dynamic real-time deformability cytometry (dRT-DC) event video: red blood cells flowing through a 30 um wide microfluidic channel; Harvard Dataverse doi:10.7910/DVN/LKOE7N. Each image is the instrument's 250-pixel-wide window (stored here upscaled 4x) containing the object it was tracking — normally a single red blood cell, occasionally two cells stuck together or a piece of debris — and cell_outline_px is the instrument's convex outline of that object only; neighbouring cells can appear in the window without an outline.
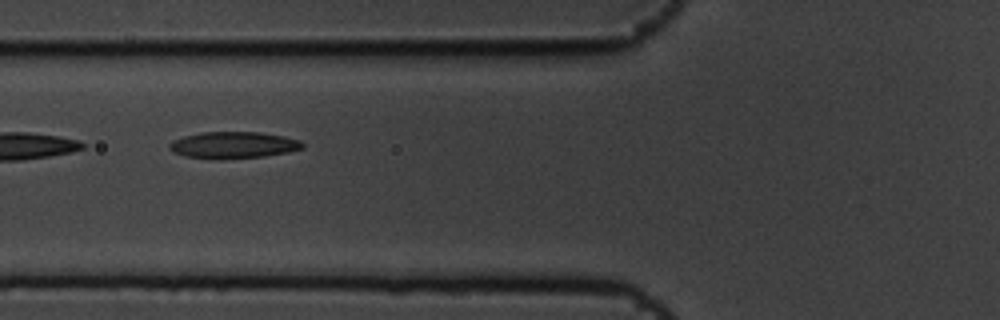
{"species": "common noctule bat (a hibernating species)", "species_latin": "Nyctalus noctula", "temperature_condition": "cold", "stored_images_in_passage": 8, "camera_frame_rate_fps": 3000, "um_per_image_px": 0.085, "animal": {"sex": "male", "body_mass_g": 19.5, "forearm_length_mm": 54.6}, "frame": {"image": 1, "passage_image": 3, "time_ms": 0.667, "image_size_px": [1000, 320], "cell_outline_px": [[304, 148], [288, 152], [264, 156], [184, 156], [168, 148], [168, 144], [172, 140], [184, 136], [200, 132], [260, 132], [284, 136], [300, 140], [304, 144]], "centroid_in_image_um": [19.89, 12.27], "position_along_channel_um": 105.9, "area_um2": 19.71}}
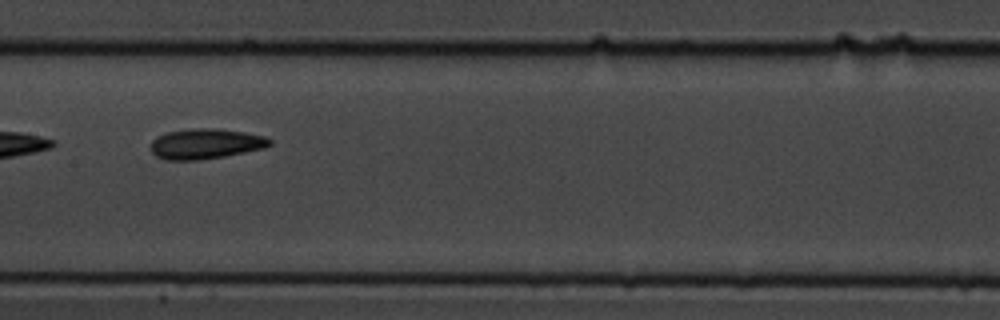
{"frame": {"image": 2, "passage_image": 5, "time_ms": 1.333, "image_size_px": [1000, 320], "cell_outline_px": [[272, 144], [264, 148], [224, 156], [200, 160], [168, 160], [156, 156], [152, 152], [152, 140], [156, 136], [168, 132], [192, 128], [220, 128], [244, 132], [264, 136], [272, 140]], "centroid_in_image_um": [17.49, 12.21], "position_along_channel_um": 189.9, "area_um2": 20.98}}
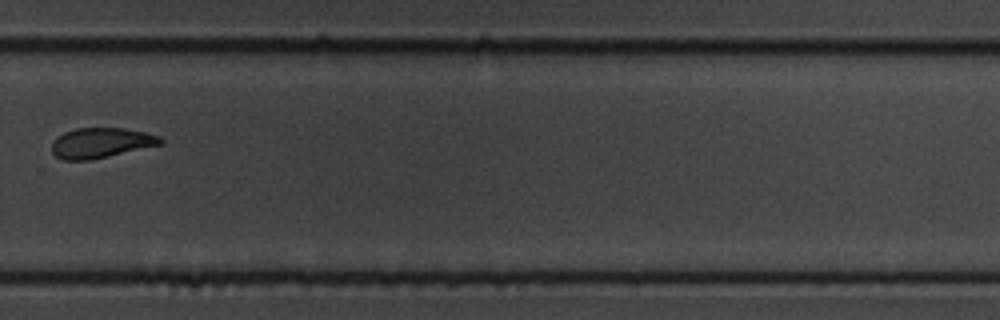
{"frame": {"image": 3, "passage_image": 8, "time_ms": 2.333, "image_size_px": [1000, 320], "cell_outline_px": [[164, 140], [160, 144], [88, 160], [64, 160], [56, 156], [52, 152], [52, 140], [56, 136], [64, 132], [76, 128], [124, 128], [144, 132], [160, 136]], "centroid_in_image_um": [8.52, 12.13], "position_along_channel_um": 321.3, "area_um2": 18.84}}